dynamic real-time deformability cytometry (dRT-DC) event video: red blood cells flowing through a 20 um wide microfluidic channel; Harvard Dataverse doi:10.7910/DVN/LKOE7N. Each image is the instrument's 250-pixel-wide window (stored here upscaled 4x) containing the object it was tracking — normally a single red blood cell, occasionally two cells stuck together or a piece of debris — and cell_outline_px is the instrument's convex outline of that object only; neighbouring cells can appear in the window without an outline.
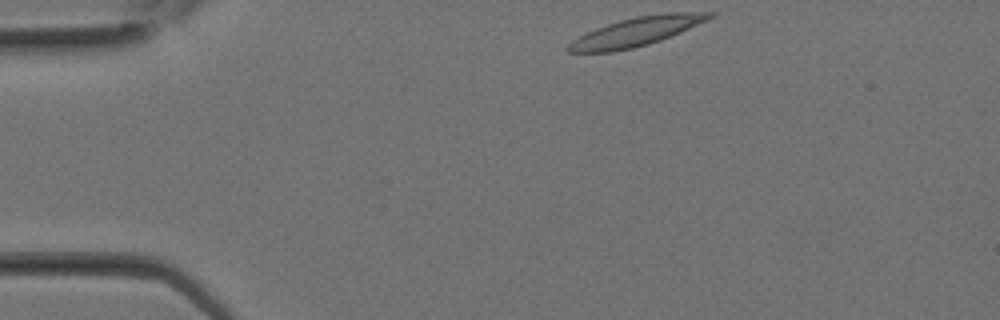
{"species": "Egyptian fruit bat (a non-hibernating species)", "species_latin": "Rousettus aegyptiacus", "temperature_condition": "room temperature", "stored_images_in_passage": 8, "camera_frame_rate_fps": 3000, "um_per_image_px": 0.085, "animal": {"sex": "female"}, "frame": {"image": 1, "passage_image": 1, "time_ms": 0.0, "image_size_px": [1000, 320], "cell_outline_px": [[716, 16], [708, 20], [680, 32], [660, 40], [648, 44], [632, 48], [612, 52], [568, 52], [564, 48], [572, 40], [596, 28], [620, 20], [636, 16], [664, 12], [716, 12]], "centroid_in_image_um": [54.11, 2.68], "position_along_channel_um": 30.9, "area_um2": 23.64}}
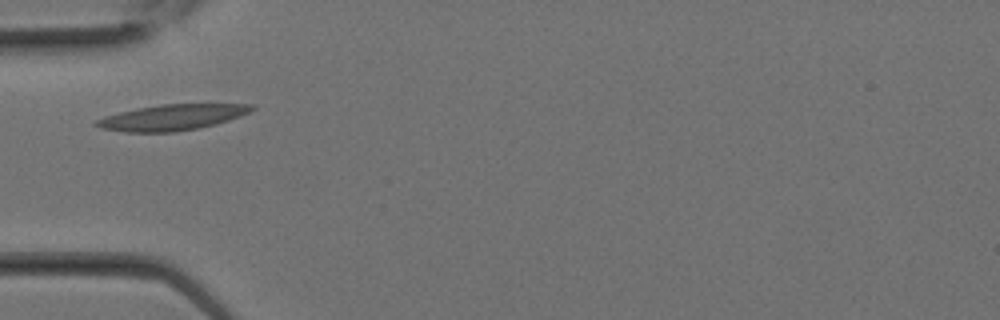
{"frame": {"image": 2, "passage_image": 5, "time_ms": 1.333, "image_size_px": [1000, 320], "cell_outline_px": [[256, 108], [240, 116], [216, 124], [196, 128], [172, 132], [124, 132], [100, 128], [92, 124], [96, 120], [104, 116], [136, 108], [160, 104], [252, 104]], "centroid_in_image_um": [14.58, 9.97], "position_along_channel_um": 70.4, "area_um2": 23.29}}
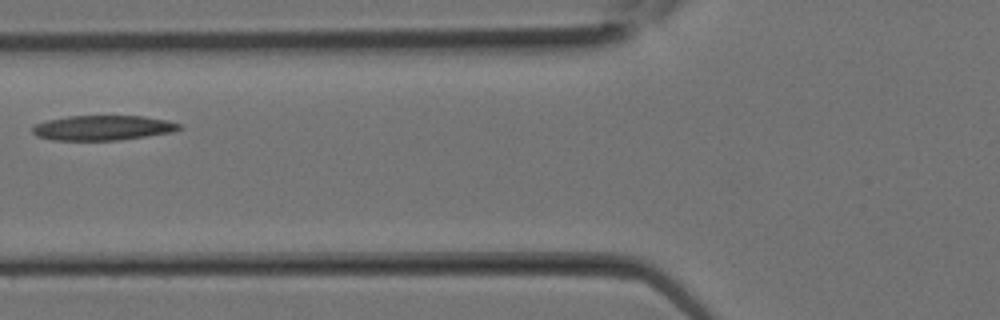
{"frame": {"image": 3, "passage_image": 7, "time_ms": 2.0, "image_size_px": [1000, 320], "cell_outline_px": [[184, 128], [172, 132], [120, 140], [52, 140], [36, 136], [32, 132], [32, 128], [36, 124], [48, 120], [68, 116], [144, 116], [168, 120], [180, 124]], "centroid_in_image_um": [8.76, 10.86], "position_along_channel_um": 117.0, "area_um2": 21.33}}